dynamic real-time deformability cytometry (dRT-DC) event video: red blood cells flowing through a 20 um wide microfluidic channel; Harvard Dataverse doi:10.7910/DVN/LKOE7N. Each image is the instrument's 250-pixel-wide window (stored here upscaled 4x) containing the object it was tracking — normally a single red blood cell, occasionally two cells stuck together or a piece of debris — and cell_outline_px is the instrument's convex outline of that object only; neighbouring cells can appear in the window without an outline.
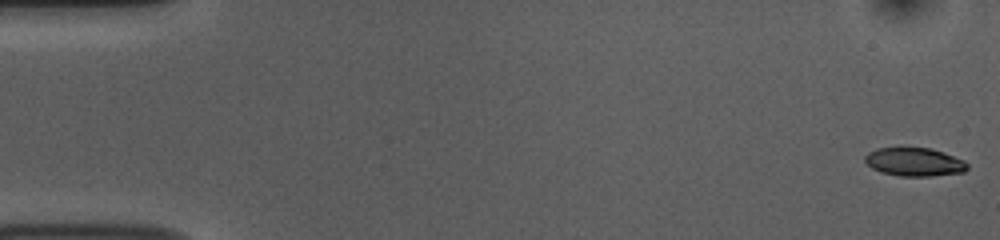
{"species": "common noctule bat (a hibernating species)", "species_latin": "Nyctalus noctula", "temperature_condition": "room temperature", "stored_images_in_passage": 53, "camera_frame_rate_fps": 3000, "um_per_image_px": 0.085, "animal": {"sex": "female", "body_mass_g": 10.0, "forearm_length_mm": 53.1}, "frame": {"image": 1, "passage_image": 1, "time_ms": 0.0, "image_size_px": [1000, 240], "cell_outline_px": [[968, 168], [964, 172], [932, 176], [900, 176], [880, 172], [872, 168], [864, 160], [864, 156], [868, 152], [876, 148], [932, 148], [944, 152], [964, 160], [968, 164]], "centroid_in_image_um": [77.73, 13.76], "position_along_channel_um": 7.3, "area_um2": 17.05}}
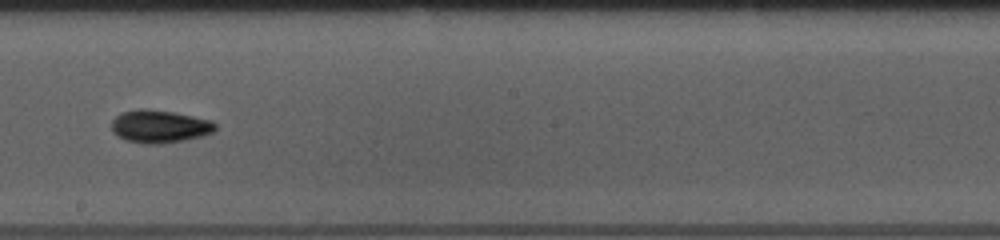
{"frame": {"image": 2, "passage_image": 30, "time_ms": 9.667, "image_size_px": [1000, 240], "cell_outline_px": [[216, 128], [212, 132], [200, 136], [160, 144], [144, 144], [124, 140], [116, 136], [112, 132], [112, 120], [120, 112], [140, 108], [144, 108], [172, 112], [212, 120], [216, 124]], "centroid_in_image_um": [13.5, 10.74], "position_along_channel_um": 234.7, "area_um2": 19.83}}
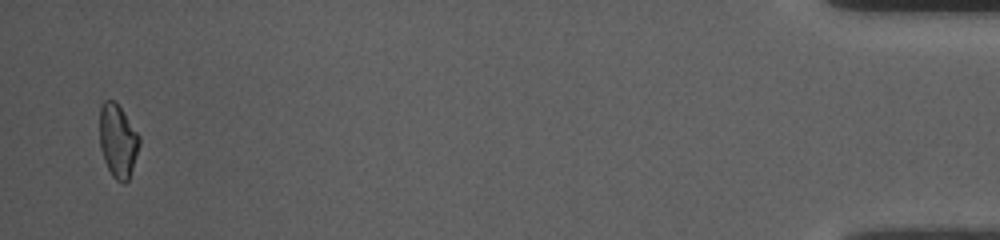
{"frame": {"image": 3, "passage_image": 52, "time_ms": 17.0, "image_size_px": [1000, 240], "cell_outline_px": [[140, 144], [128, 180], [124, 184], [116, 180], [112, 176], [104, 160], [100, 148], [100, 108], [104, 100], [116, 100], [140, 136]], "centroid_in_image_um": [10.02, 11.95], "position_along_channel_um": 425.2, "area_um2": 16.99}, "authors_computed_cell_mechanics": {"area_um2": 17.629, "velocity_mm_per_s": 3.7588, "shape_relaxation_time_tau1_ms": 2.7049, "shape_relaxation_time_tau2_ms": 4.8663, "deformation_change_tau1": 0.1248, "deformation_change_tau2": 0.114}}